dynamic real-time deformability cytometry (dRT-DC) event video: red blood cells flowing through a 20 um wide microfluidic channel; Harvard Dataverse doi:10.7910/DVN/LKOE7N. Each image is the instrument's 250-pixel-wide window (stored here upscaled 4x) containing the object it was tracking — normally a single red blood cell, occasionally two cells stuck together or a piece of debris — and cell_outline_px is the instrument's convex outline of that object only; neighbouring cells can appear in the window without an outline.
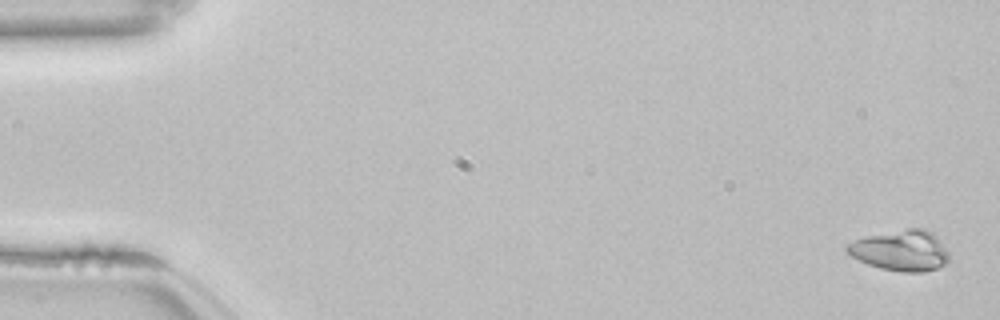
{"species": "common noctule bat (a hibernating species)", "species_latin": "Nyctalus noctula", "temperature_condition": "room temperature", "stored_images_in_passage": 55, "camera_frame_rate_fps": 3000, "um_per_image_px": 0.085, "animal": {"sex": "female", "body_mass_g": 22.7, "forearm_length_mm": 54.2}, "frame": {"image": 1, "passage_image": 2, "time_ms": 0.333, "image_size_px": [1000, 320], "cell_outline_px": [[948, 260], [944, 264], [936, 268], [924, 272], [904, 272], [880, 268], [868, 264], [844, 252], [844, 248], [848, 244], [864, 236], [908, 228], [924, 228], [932, 232], [936, 236], [948, 252]], "centroid_in_image_um": [76.54, 21.29], "position_along_channel_um": 8.5, "area_um2": 24.1}}
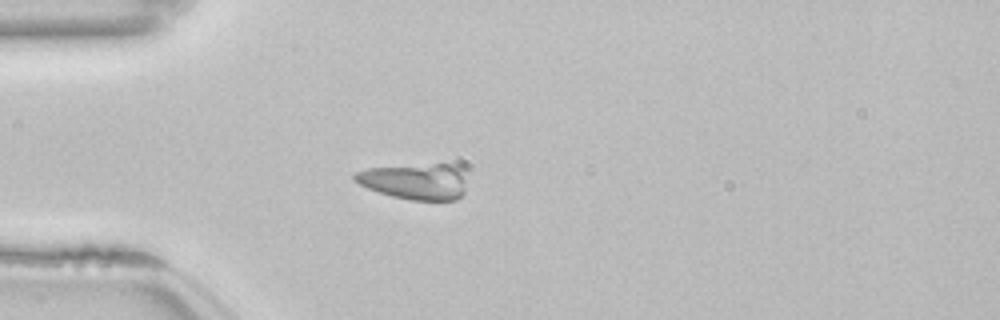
{"frame": {"image": 2, "passage_image": 16, "time_ms": 5.0, "image_size_px": [1000, 320], "cell_outline_px": [[464, 192], [456, 200], [412, 200], [392, 196], [368, 188], [352, 180], [352, 176], [356, 172], [368, 168], [432, 164], [452, 164], [460, 172], [464, 180]], "centroid_in_image_um": [35.23, 15.43], "position_along_channel_um": 49.8, "area_um2": 23.06}}
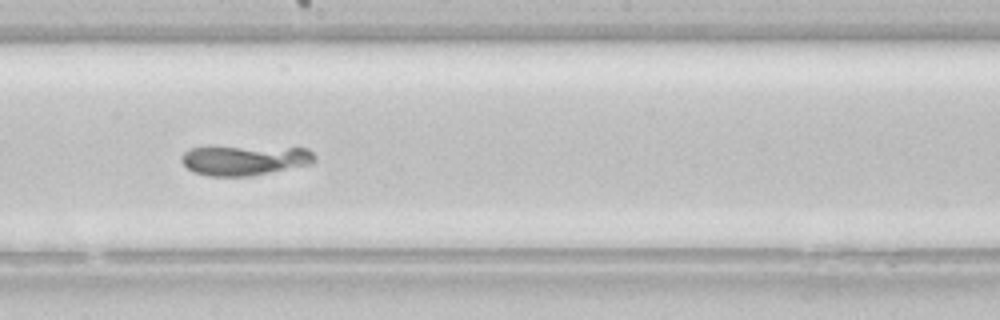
{"frame": {"image": 3, "passage_image": 31, "time_ms": 10.0, "image_size_px": [1000, 320], "cell_outline_px": [[316, 160], [312, 164], [252, 176], [208, 176], [192, 172], [180, 160], [180, 156], [188, 148], [208, 144], [212, 144], [308, 148], [316, 156]], "centroid_in_image_um": [20.74, 13.56], "position_along_channel_um": 227.5, "area_um2": 24.74}}